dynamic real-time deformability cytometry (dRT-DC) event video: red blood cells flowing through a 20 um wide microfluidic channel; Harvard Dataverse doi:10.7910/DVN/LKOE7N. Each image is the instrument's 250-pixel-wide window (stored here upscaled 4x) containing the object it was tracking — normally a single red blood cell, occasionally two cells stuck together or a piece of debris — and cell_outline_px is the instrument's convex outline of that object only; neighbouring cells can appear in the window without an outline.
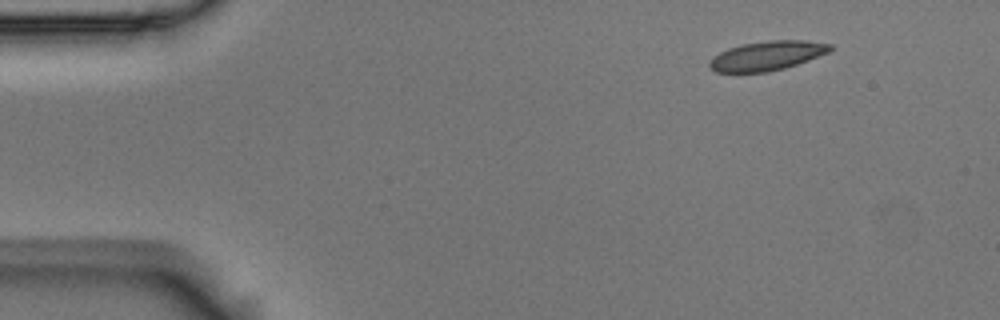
{"species": "Egyptian fruit bat (a non-hibernating species)", "species_latin": "Rousettus aegyptiacus", "temperature_condition": "room temperature", "stored_images_in_passage": 5, "segment_of_instrument_passage": [2, 2], "camera_frame_rate_fps": 3000, "um_per_image_px": 0.085, "animal": {"sex": "male"}, "frame": {"image": 1, "passage_image": 5, "time_ms": 1.333, "image_size_px": [1000, 320], "cell_outline_px": [[832, 48], [828, 52], [808, 60], [784, 68], [768, 72], [716, 72], [708, 64], [720, 52], [728, 48], [744, 44], [768, 40], [804, 40], [832, 44]], "centroid_in_image_um": [65.22, 4.73], "position_along_channel_um": 19.8, "area_um2": 20.29}}